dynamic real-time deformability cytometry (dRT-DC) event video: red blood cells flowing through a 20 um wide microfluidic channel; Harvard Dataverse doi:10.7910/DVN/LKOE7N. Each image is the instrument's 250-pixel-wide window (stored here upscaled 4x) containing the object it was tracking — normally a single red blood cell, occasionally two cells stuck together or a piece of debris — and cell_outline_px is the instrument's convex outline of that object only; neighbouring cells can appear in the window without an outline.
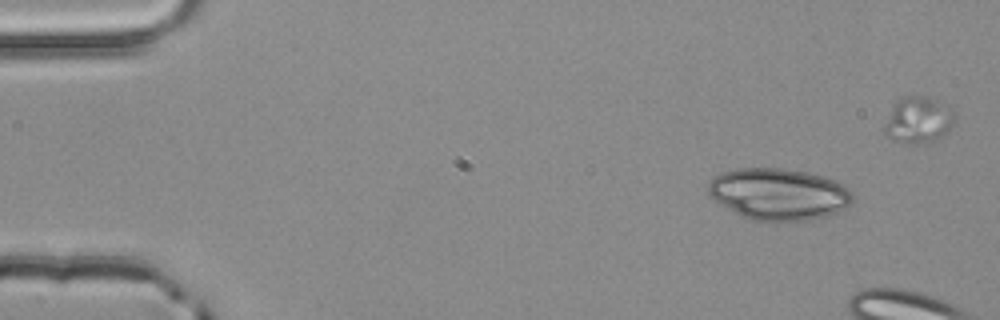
{"species": "common noctule bat (a hibernating species)", "species_latin": "Nyctalus noctula", "temperature_condition": "room temperature", "stored_images_in_passage": 3, "camera_frame_rate_fps": 3000, "um_per_image_px": 0.085, "animal": {"sex": "male", "body_mass_g": 20.4}, "frame": {"image": 1, "passage_image": 1, "time_ms": 0.0, "image_size_px": [1000, 320], "cell_outline_px": [[852, 204], [836, 212], [824, 216], [808, 220], [756, 220], [740, 216], [716, 200], [708, 192], [708, 180], [724, 172], [736, 168], [780, 168], [804, 172], [824, 176], [836, 180], [844, 184], [852, 192]], "centroid_in_image_um": [66.21, 16.48], "position_along_channel_um": 18.8, "area_um2": 43.12}}